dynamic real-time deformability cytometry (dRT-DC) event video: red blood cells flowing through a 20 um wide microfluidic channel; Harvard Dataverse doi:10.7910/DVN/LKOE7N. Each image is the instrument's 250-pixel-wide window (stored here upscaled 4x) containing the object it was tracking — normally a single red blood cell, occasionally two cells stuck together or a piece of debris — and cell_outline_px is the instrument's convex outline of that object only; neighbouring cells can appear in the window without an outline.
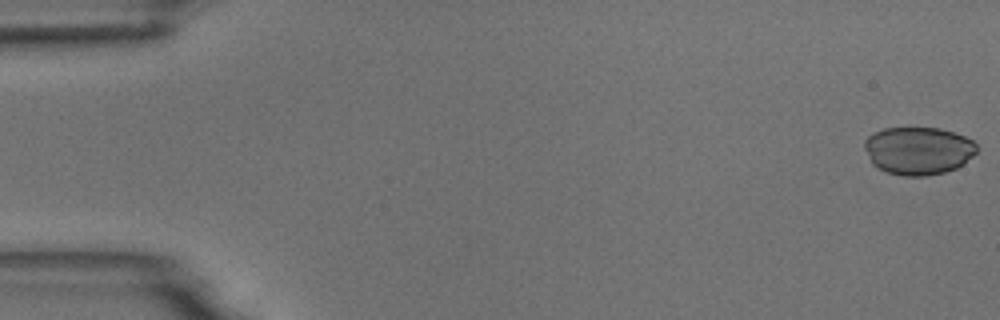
{"species": "common noctule bat (a hibernating species)", "species_latin": "Nyctalus noctula", "temperature_condition": "room temperature", "stored_images_in_passage": 5, "camera_frame_rate_fps": 3000, "um_per_image_px": 0.085, "animal": {"sex": "male", "body_mass_g": 18.8}, "frame": {"image": 1, "passage_image": 1, "time_ms": 0.0, "image_size_px": [1000, 320], "cell_outline_px": [[976, 152], [964, 164], [956, 168], [944, 172], [924, 176], [904, 176], [888, 172], [872, 164], [864, 148], [864, 140], [868, 136], [884, 128], [940, 128], [964, 136], [972, 140], [976, 144]], "centroid_in_image_um": [78.05, 12.8], "position_along_channel_um": 7.0, "area_um2": 31.15}}